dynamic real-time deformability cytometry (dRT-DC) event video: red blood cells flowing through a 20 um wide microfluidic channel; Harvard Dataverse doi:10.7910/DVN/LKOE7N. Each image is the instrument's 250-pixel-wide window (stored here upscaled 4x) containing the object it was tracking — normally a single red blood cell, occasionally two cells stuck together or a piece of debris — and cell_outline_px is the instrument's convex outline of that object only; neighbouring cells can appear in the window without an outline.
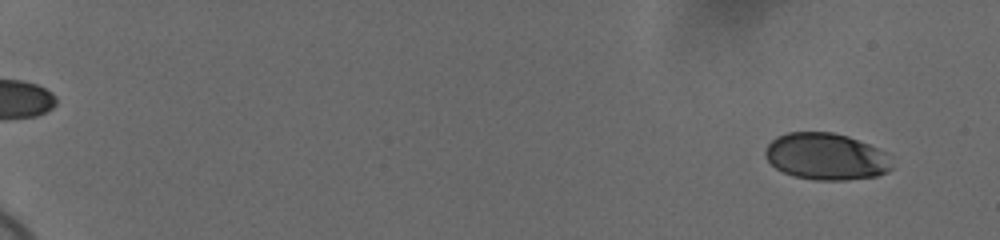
{"species": "human", "species_latin": "Homo sapiens", "temperature_condition": "cold", "stored_images_in_passage": 59, "camera_frame_rate_fps": 3000, "um_per_image_px": 0.085, "donor": {"sex": "female"}, "frame": {"image": 1, "passage_image": 4, "time_ms": 1.0, "image_size_px": [1000, 240], "cell_outline_px": [[892, 168], [888, 172], [876, 176], [848, 180], [812, 180], [792, 176], [776, 168], [764, 156], [764, 152], [768, 144], [776, 136], [788, 132], [832, 132], [848, 136], [868, 144], [884, 152], [892, 164]], "centroid_in_image_um": [70.19, 13.31], "position_along_channel_um": 14.8, "area_um2": 34.56}}
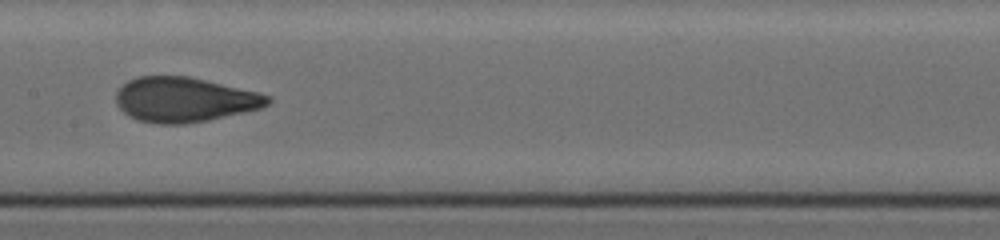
{"frame": {"image": 2, "passage_image": 34, "time_ms": 11.0, "image_size_px": [1000, 240], "cell_outline_px": [[272, 100], [268, 104], [260, 108], [244, 112], [208, 120], [184, 124], [156, 124], [136, 120], [124, 112], [116, 104], [116, 92], [128, 80], [140, 76], [188, 76], [256, 92], [272, 96]], "centroid_in_image_um": [15.65, 8.48], "position_along_channel_um": 191.7, "area_um2": 39.42}}
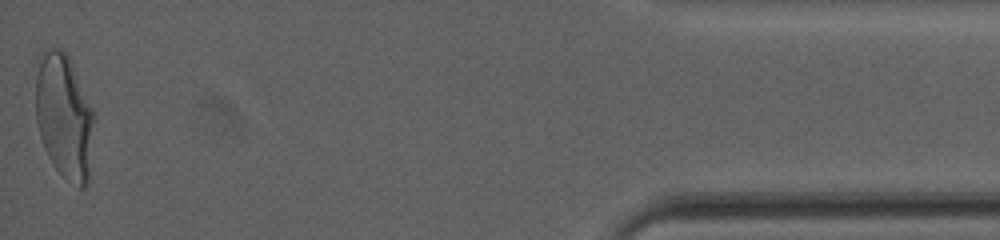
{"frame": {"image": 3, "passage_image": 59, "time_ms": 19.333, "image_size_px": [1000, 240], "cell_outline_px": [[96, 116], [88, 184], [84, 188], [80, 188], [64, 176], [52, 164], [44, 148], [40, 136], [36, 120], [36, 60], [44, 48], [60, 48], [68, 56], [96, 112]], "centroid_in_image_um": [5.48, 9.86], "position_along_channel_um": 429.7, "area_um2": 43.41}, "authors_computed_cell_mechanics": {"area_um2": 37.7434, "velocity_mm_per_s": 3.6673, "shape_relaxation_time_tau1_ms": 5.432, "shape_relaxation_time_tau2_ms": null, "deformation_change_tau1": 0.1826, "deformation_change_tau2": null}}